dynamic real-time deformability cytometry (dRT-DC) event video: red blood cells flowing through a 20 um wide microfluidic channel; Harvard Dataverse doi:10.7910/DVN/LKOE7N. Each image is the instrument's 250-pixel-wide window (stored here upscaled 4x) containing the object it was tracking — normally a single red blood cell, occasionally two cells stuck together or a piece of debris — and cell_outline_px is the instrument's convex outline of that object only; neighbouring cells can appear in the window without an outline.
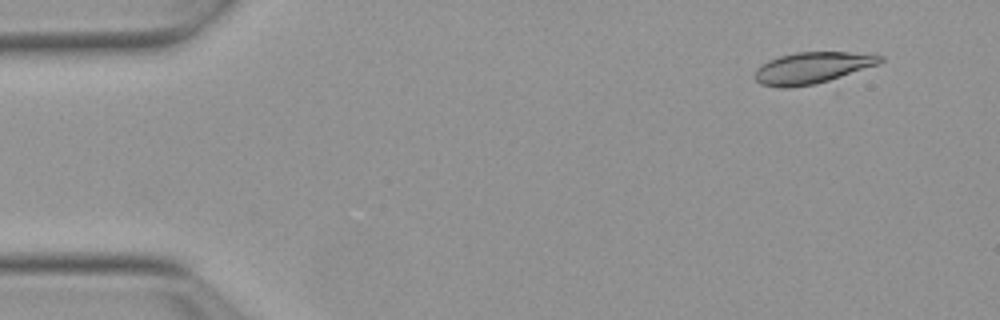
{"species": "Egyptian fruit bat (a non-hibernating species)", "species_latin": "Rousettus aegyptiacus", "temperature_condition": "warm", "stored_images_in_passage": 52, "camera_frame_rate_fps": 3000, "um_per_image_px": 0.085, "animal": {"sex": "female"}, "frame": {"image": 1, "passage_image": 4, "time_ms": 1.0, "image_size_px": [1000, 320], "cell_outline_px": [[884, 60], [876, 64], [816, 84], [788, 88], [780, 88], [760, 84], [752, 76], [756, 68], [768, 60], [780, 56], [796, 52], [848, 52], [884, 56]], "centroid_in_image_um": [68.93, 5.77], "position_along_channel_um": 16.1, "area_um2": 22.72}}
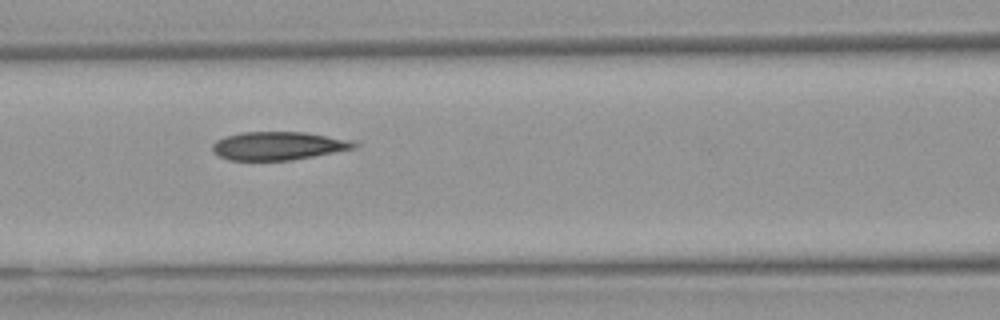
{"frame": {"image": 2, "passage_image": 22, "time_ms": 7.0, "image_size_px": [1000, 320], "cell_outline_px": [[360, 144], [356, 148], [292, 160], [228, 160], [216, 156], [212, 152], [212, 144], [216, 140], [224, 136], [240, 132], [304, 132], [352, 140]], "centroid_in_image_um": [23.61, 12.39], "position_along_channel_um": 143.0, "area_um2": 23.58}}
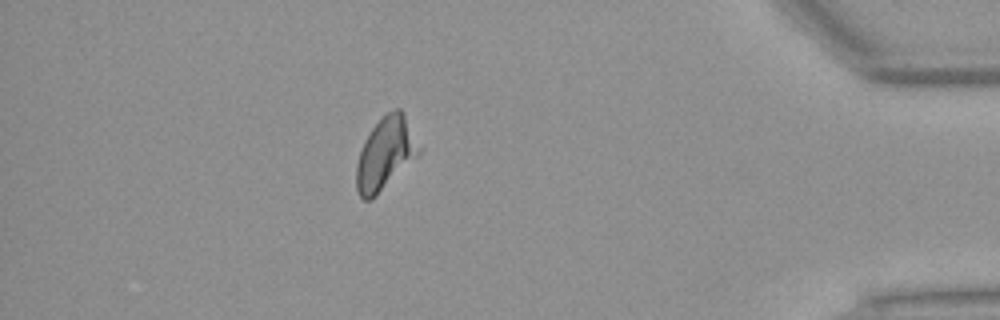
{"frame": {"image": 3, "passage_image": 46, "time_ms": 15.0, "image_size_px": [1000, 320], "cell_outline_px": [[420, 152], [372, 200], [364, 200], [360, 196], [356, 188], [356, 164], [364, 140], [372, 128], [388, 112], [396, 108], [400, 108], [404, 112], [420, 148]], "centroid_in_image_um": [32.73, 13.06], "position_along_channel_um": 402.5, "area_um2": 25.78}}